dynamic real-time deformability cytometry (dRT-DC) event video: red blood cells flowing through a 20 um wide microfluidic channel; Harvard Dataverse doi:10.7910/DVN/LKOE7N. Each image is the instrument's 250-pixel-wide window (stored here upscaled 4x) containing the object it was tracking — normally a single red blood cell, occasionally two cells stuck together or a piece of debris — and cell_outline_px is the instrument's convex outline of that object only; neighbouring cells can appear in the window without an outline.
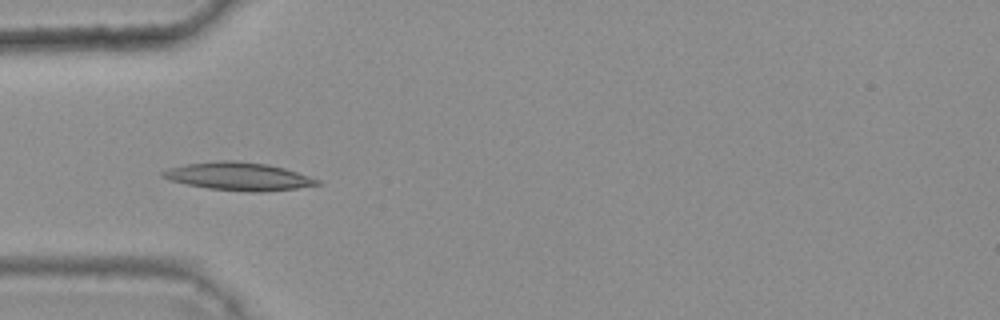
{"species": "common noctule bat (a hibernating species)", "species_latin": "Nyctalus noctula", "temperature_condition": "warm", "stored_images_in_passage": 18, "camera_frame_rate_fps": 3000, "um_per_image_px": 0.085, "animal": {"sex": "female", "body_mass_g": 25.1}, "frame": {"image": 1, "passage_image": 6, "time_ms": 1.667, "image_size_px": [1000, 320], "cell_outline_px": [[320, 184], [296, 188], [260, 192], [252, 192], [208, 188], [188, 184], [172, 180], [160, 176], [160, 172], [168, 168], [188, 164], [216, 160], [232, 160], [268, 164], [284, 168], [320, 180]], "centroid_in_image_um": [20.27, 14.98], "position_along_channel_um": 64.7, "area_um2": 24.85}}